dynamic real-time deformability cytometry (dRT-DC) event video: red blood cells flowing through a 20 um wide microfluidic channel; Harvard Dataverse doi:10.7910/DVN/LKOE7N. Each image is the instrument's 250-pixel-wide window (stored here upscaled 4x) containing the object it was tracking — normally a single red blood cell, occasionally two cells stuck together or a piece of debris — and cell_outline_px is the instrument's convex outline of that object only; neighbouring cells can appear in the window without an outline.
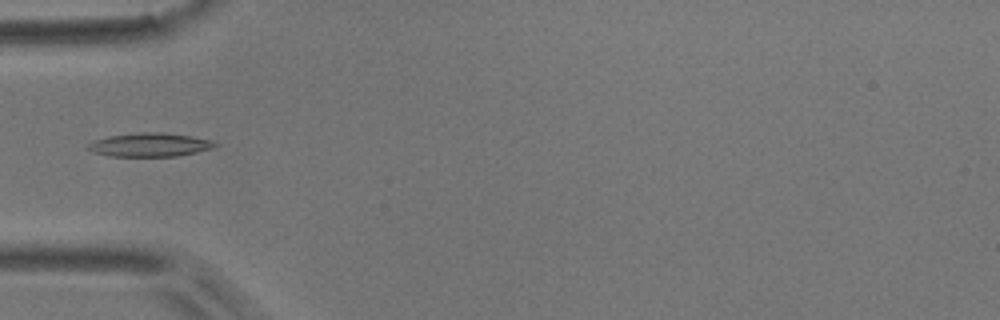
{"species": "common noctule bat (a hibernating species)", "species_latin": "Nyctalus noctula", "temperature_condition": "room temperature", "stored_images_in_passage": 5, "camera_frame_rate_fps": 3000, "um_per_image_px": 0.085, "animal": {"sex": "male", "body_mass_g": 17.9}, "frame": {"image": 1, "passage_image": 5, "time_ms": 5.667, "image_size_px": [1000, 320], "cell_outline_px": [[220, 144], [212, 148], [196, 152], [176, 156], [112, 156], [92, 152], [84, 148], [88, 144], [96, 140], [108, 136], [140, 132], [160, 132], [192, 136], [212, 140]], "centroid_in_image_um": [12.73, 12.3], "position_along_channel_um": 72.3, "area_um2": 17.51}}